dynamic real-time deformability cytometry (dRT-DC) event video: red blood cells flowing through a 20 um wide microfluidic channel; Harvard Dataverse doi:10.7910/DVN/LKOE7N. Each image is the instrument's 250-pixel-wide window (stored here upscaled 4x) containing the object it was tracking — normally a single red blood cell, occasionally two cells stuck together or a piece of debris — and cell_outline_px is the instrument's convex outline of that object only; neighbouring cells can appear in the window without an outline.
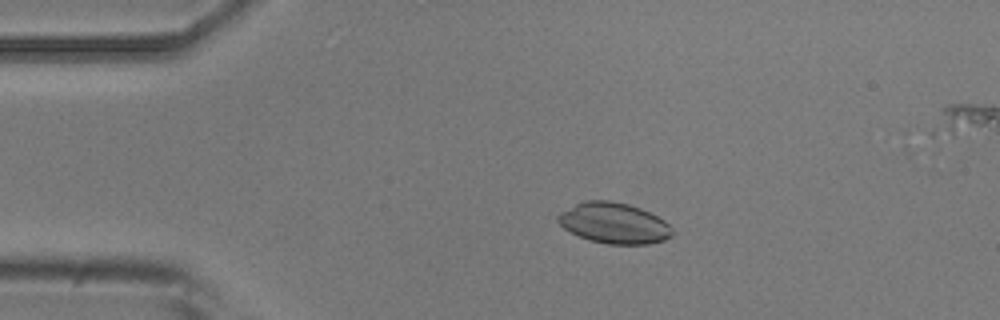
{"species": "common noctule bat (a hibernating species)", "species_latin": "Nyctalus noctula", "temperature_condition": "room temperature", "stored_images_in_passage": 17, "camera_frame_rate_fps": 3000, "um_per_image_px": 0.085, "animal": {"sex": "male", "body_mass_g": 20.5, "forearm_length_mm": 52.5}, "frame": {"image": 1, "passage_image": 10, "time_ms": 3.0, "image_size_px": [1000, 320], "cell_outline_px": [[672, 236], [664, 240], [648, 244], [608, 244], [588, 240], [564, 228], [556, 220], [556, 216], [560, 212], [584, 200], [608, 200], [628, 204], [640, 208], [664, 220], [672, 228]], "centroid_in_image_um": [52.17, 18.96], "position_along_channel_um": 32.8, "area_um2": 27.05}}